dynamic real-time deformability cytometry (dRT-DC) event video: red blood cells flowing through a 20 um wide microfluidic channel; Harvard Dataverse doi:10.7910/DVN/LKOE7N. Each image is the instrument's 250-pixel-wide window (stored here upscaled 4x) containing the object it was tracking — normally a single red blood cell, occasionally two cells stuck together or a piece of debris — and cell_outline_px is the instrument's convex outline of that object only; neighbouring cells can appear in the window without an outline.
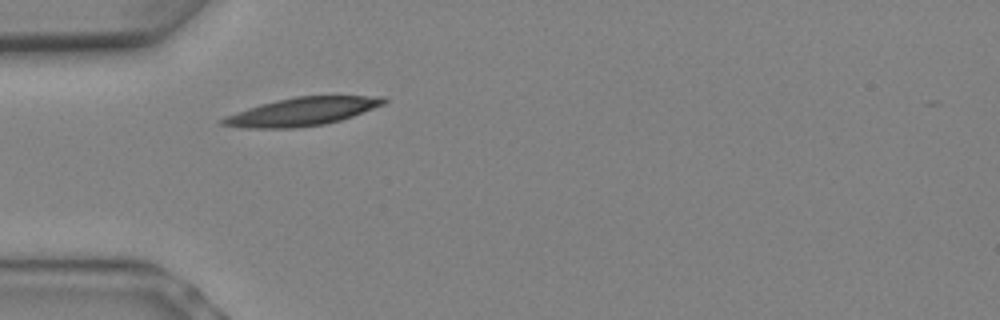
{"species": "Egyptian fruit bat (a non-hibernating species)", "species_latin": "Rousettus aegyptiacus", "temperature_condition": "warm", "stored_images_in_passage": 1, "camera_frame_rate_fps": 3000, "um_per_image_px": 0.085, "animal": {"sex": "female"}, "frame": {"image": 1, "passage_image": 1, "time_ms": 0.0, "image_size_px": [1000, 320], "cell_outline_px": [[384, 100], [380, 104], [360, 112], [336, 120], [320, 124], [228, 124], [224, 120], [232, 116], [268, 104], [284, 100], [304, 96], [360, 96]], "centroid_in_image_um": [25.97, 9.39], "position_along_channel_um": 59.0, "area_um2": 21.5}}